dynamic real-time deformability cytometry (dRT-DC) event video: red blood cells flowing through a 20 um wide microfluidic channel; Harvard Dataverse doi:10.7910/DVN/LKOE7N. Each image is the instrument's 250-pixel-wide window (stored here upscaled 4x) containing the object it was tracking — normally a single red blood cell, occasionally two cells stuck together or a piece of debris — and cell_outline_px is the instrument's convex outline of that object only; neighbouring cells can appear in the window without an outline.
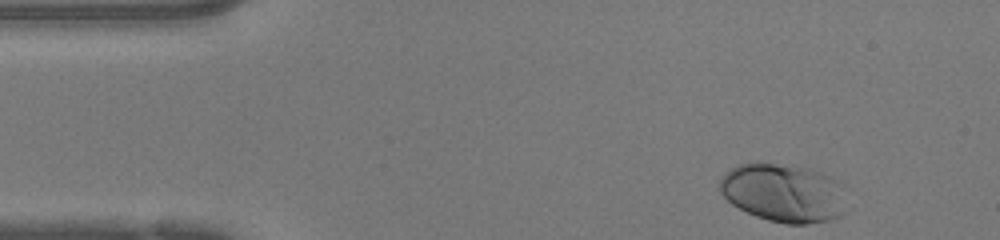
{"species": "human", "species_latin": "Homo sapiens", "temperature_condition": "warm", "stored_images_in_passage": 35, "camera_frame_rate_fps": 3000, "um_per_image_px": 0.085, "donor": {"sex": "female"}, "frame": {"image": 1, "passage_image": 1, "time_ms": 0.0, "image_size_px": [1000, 240], "cell_outline_px": [[844, 212], [840, 216], [828, 220], [808, 224], [788, 224], [768, 220], [756, 216], [732, 204], [720, 192], [720, 180], [732, 168], [740, 164], [756, 160], [808, 168], [820, 172], [828, 176], [832, 180]], "centroid_in_image_um": [66.46, 16.38], "position_along_channel_um": 18.5, "area_um2": 42.14}}
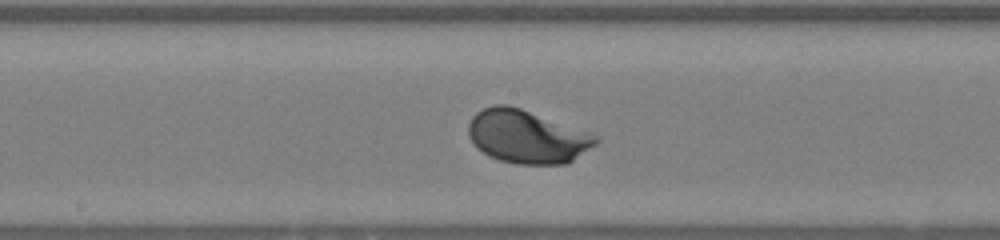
{"frame": {"image": 2, "passage_image": 20, "time_ms": 6.333, "image_size_px": [1000, 240], "cell_outline_px": [[600, 140], [596, 144], [568, 164], [516, 164], [500, 160], [488, 156], [476, 148], [472, 144], [468, 136], [468, 124], [472, 116], [476, 112], [484, 108], [496, 104], [508, 104], [592, 132], [600, 136]], "centroid_in_image_um": [44.8, 11.61], "position_along_channel_um": 203.4, "area_um2": 40.06}}
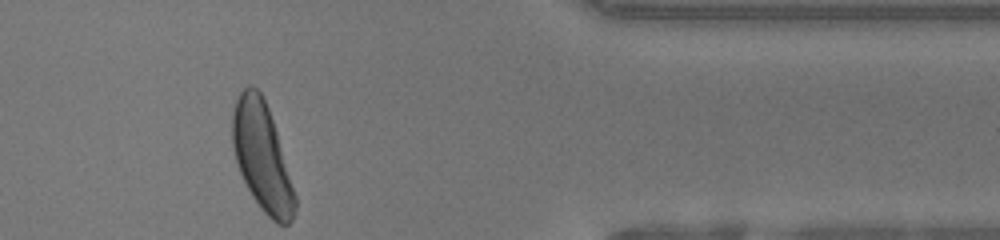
{"frame": {"image": 3, "passage_image": 35, "time_ms": 11.333, "image_size_px": [1000, 240], "cell_outline_px": [[296, 208], [292, 220], [288, 224], [276, 224], [260, 208], [252, 196], [240, 172], [236, 160], [232, 144], [232, 112], [236, 100], [240, 92], [248, 84], [252, 84], [264, 96], [276, 132], [296, 196]], "centroid_in_image_um": [22.26, 13.31], "position_along_channel_um": 389.1, "area_um2": 39.07}, "authors_computed_cell_mechanics": {"area_um2": 38.0324, "velocity_mm_per_s": 4.2385, "shape_relaxation_time_tau1_ms": 1.4588, "shape_relaxation_time_tau2_ms": null, "deformation_change_tau1": 0.1394, "deformation_change_tau2": null}}